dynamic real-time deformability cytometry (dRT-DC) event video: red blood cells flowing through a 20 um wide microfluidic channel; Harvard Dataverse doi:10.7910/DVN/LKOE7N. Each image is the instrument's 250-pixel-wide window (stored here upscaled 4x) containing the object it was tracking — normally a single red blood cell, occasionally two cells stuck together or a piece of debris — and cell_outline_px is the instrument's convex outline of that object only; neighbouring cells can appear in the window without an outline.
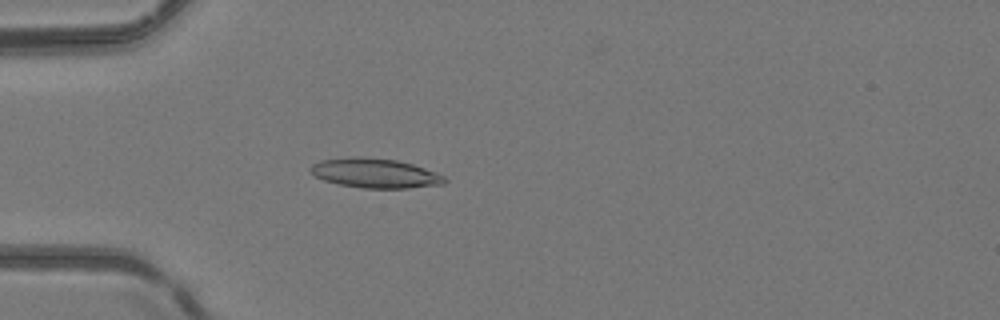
{"species": "common noctule bat (a hibernating species)", "species_latin": "Nyctalus noctula", "temperature_condition": "room temperature", "stored_images_in_passage": 36, "camera_frame_rate_fps": 3000, "um_per_image_px": 0.085, "animal": {"sex": "female", "body_mass_g": 24.6, "forearm_length_mm": 56.2}, "frame": {"image": 1, "passage_image": 8, "time_ms": 2.333, "image_size_px": [1000, 320], "cell_outline_px": [[448, 180], [444, 184], [408, 188], [360, 188], [336, 184], [324, 180], [308, 172], [308, 168], [312, 164], [320, 160], [352, 156], [360, 156], [396, 160], [412, 164], [436, 172], [444, 176]], "centroid_in_image_um": [31.84, 14.72], "position_along_channel_um": 53.2, "area_um2": 23.35}}
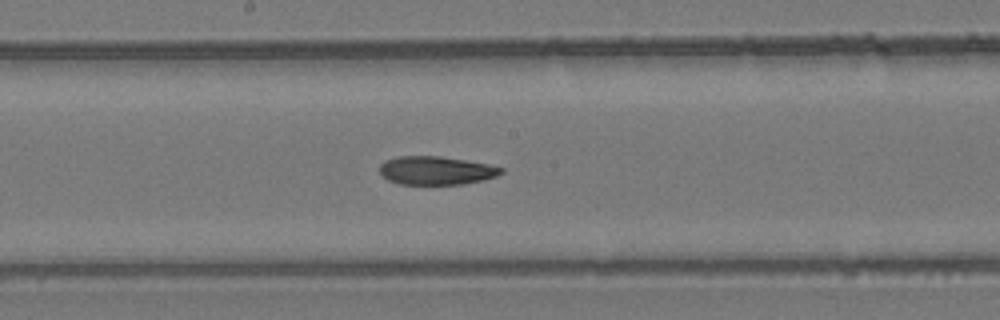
{"frame": {"image": 2, "passage_image": 20, "time_ms": 6.333, "image_size_px": [1000, 320], "cell_outline_px": [[504, 172], [496, 176], [484, 180], [464, 184], [400, 184], [388, 180], [380, 172], [380, 164], [384, 160], [400, 156], [440, 156], [488, 164], [504, 168]], "centroid_in_image_um": [37.08, 14.49], "position_along_channel_um": 211.1, "area_um2": 20.11}}
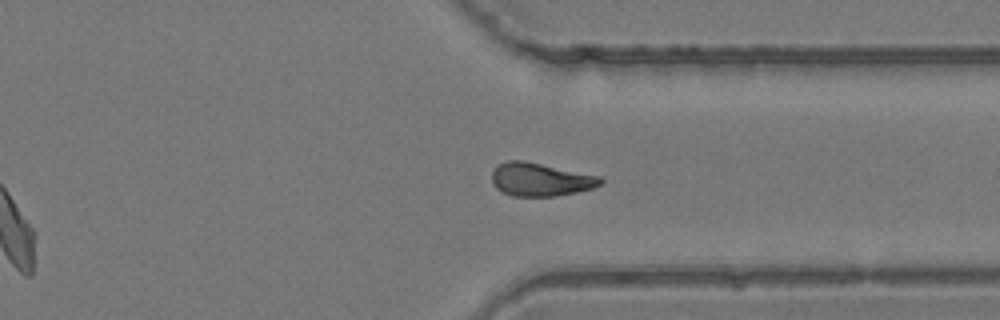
{"frame": {"image": 3, "passage_image": 31, "time_ms": 10.0, "image_size_px": [1000, 320], "cell_outline_px": [[604, 184], [592, 188], [576, 192], [556, 196], [512, 196], [496, 188], [492, 184], [492, 172], [496, 164], [508, 160], [524, 160], [600, 176], [604, 180]], "centroid_in_image_um": [45.93, 15.25], "position_along_channel_um": 365.5, "area_um2": 21.21}, "authors_computed_cell_mechanics": {"area_um2": 21.097, "velocity_mm_per_s": 4.2143, "shape_relaxation_time_tau1_ms": null, "shape_relaxation_time_tau2_ms": 6.4792, "deformation_change_tau1": null, "deformation_change_tau2": 0.1388}}